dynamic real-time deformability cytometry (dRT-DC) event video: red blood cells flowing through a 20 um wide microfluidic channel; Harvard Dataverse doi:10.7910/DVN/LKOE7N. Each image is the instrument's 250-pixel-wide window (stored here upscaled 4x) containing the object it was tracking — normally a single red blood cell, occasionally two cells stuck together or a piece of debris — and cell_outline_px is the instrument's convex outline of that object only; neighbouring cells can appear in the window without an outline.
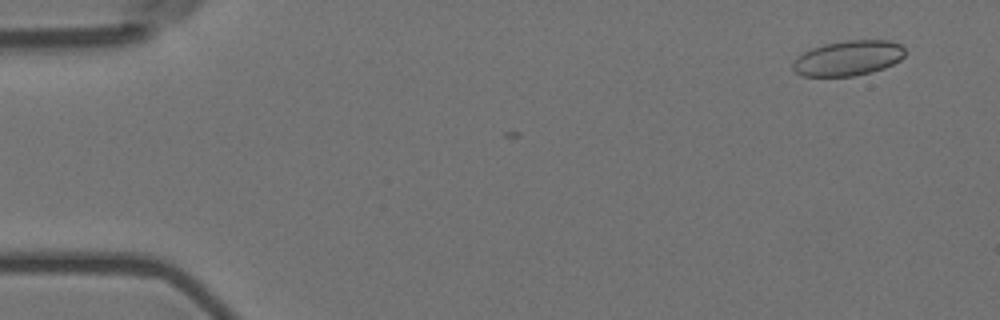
{"species": "Egyptian fruit bat (a non-hibernating species)", "species_latin": "Rousettus aegyptiacus", "temperature_condition": "room temperature", "stored_images_in_passage": 6, "segment_of_instrument_passage": [2, 2], "camera_frame_rate_fps": 3000, "um_per_image_px": 0.085, "animal": {"sex": "female"}, "frame": {"image": 1, "passage_image": 6, "time_ms": 1.667, "image_size_px": [1000, 320], "cell_outline_px": [[904, 56], [900, 60], [884, 68], [872, 72], [852, 76], [800, 76], [792, 68], [792, 64], [804, 52], [812, 48], [824, 44], [848, 40], [888, 40], [900, 44], [904, 48]], "centroid_in_image_um": [72.11, 4.94], "position_along_channel_um": 12.9, "area_um2": 22.83}}